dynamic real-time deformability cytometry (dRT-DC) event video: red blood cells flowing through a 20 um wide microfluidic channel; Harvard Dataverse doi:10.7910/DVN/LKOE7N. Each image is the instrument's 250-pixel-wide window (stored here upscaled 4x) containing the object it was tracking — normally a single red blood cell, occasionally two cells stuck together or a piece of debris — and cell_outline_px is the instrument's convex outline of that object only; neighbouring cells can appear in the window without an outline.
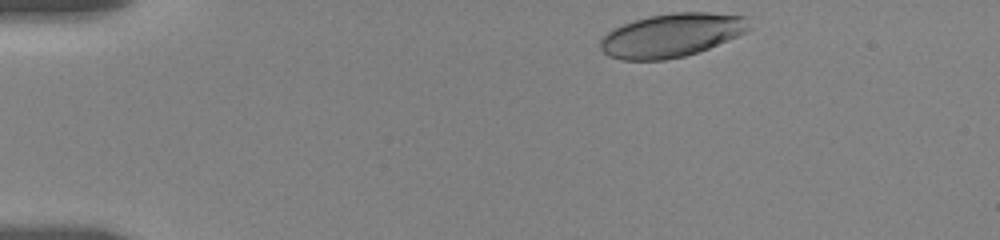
{"species": "human", "species_latin": "Homo sapiens", "temperature_condition": "room temperature", "stored_images_in_passage": 42, "camera_frame_rate_fps": 3000, "um_per_image_px": 0.085, "donor": {"sex": "female"}, "frame": {"image": 1, "passage_image": 1, "time_ms": 0.0, "image_size_px": [1000, 240], "cell_outline_px": [[752, 28], [728, 40], [708, 48], [684, 56], [664, 60], [620, 60], [608, 56], [600, 48], [600, 40], [612, 28], [648, 16], [672, 12], [708, 12], [752, 16]], "centroid_in_image_um": [57.13, 2.98], "position_along_channel_um": 27.9, "area_um2": 38.09}}
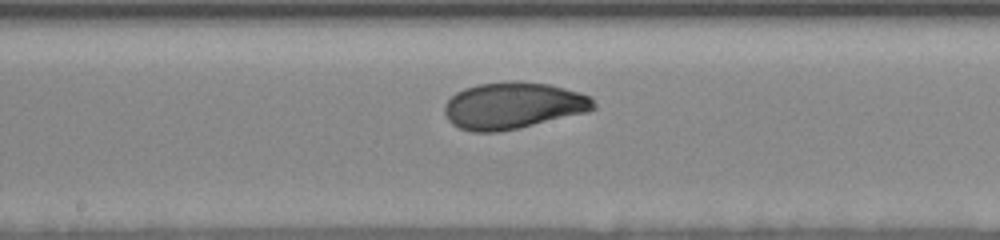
{"frame": {"image": 2, "passage_image": 22, "time_ms": 7.0, "image_size_px": [1000, 240], "cell_outline_px": [[596, 108], [588, 112], [520, 128], [500, 132], [472, 132], [460, 128], [452, 124], [448, 120], [444, 112], [444, 104], [456, 92], [464, 88], [476, 84], [512, 80], [516, 80], [548, 84], [580, 92], [592, 96], [596, 104]], "centroid_in_image_um": [43.63, 8.97], "position_along_channel_um": 204.6, "area_um2": 41.1}}
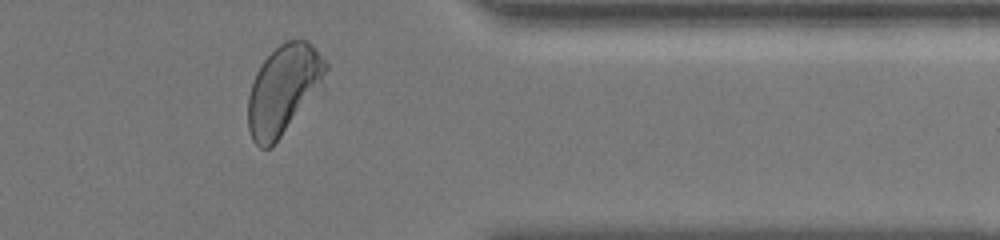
{"frame": {"image": 3, "passage_image": 38, "time_ms": 12.333, "image_size_px": [1000, 240], "cell_outline_px": [[328, 68], [324, 88], [280, 136], [268, 148], [260, 148], [252, 140], [248, 128], [248, 96], [256, 72], [260, 64], [280, 44], [288, 40], [308, 40], [316, 48], [328, 64]], "centroid_in_image_um": [24.15, 7.59], "position_along_channel_um": 387.3, "area_um2": 40.69}, "authors_computed_cell_mechanics": {"area_um2": 39.882, "velocity_mm_per_s": 3.6055, "shape_relaxation_time_tau1_ms": 3.6022, "shape_relaxation_time_tau2_ms": null, "deformation_change_tau1": 0.1398, "deformation_change_tau2": null}}